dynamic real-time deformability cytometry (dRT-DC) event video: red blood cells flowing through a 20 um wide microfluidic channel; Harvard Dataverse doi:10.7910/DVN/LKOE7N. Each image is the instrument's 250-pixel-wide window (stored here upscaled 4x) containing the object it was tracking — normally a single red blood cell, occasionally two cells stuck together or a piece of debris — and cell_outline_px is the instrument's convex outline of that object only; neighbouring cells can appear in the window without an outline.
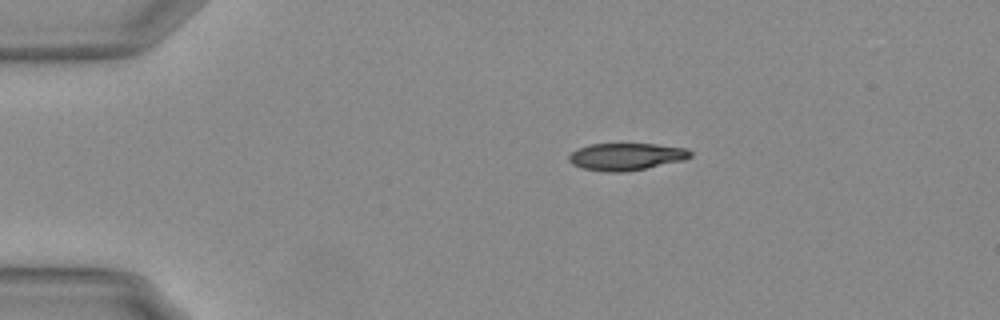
{"species": "Egyptian fruit bat (a non-hibernating species)", "species_latin": "Rousettus aegyptiacus", "temperature_condition": "warm", "stored_images_in_passage": 45, "camera_frame_rate_fps": 3000, "um_per_image_px": 0.085, "animal": {"sex": "female"}, "frame": {"image": 1, "passage_image": 1, "time_ms": 0.0, "image_size_px": [1000, 320], "cell_outline_px": [[692, 156], [684, 160], [624, 172], [608, 172], [580, 168], [572, 164], [568, 160], [568, 156], [576, 148], [588, 144], [656, 144], [688, 148], [692, 152]], "centroid_in_image_um": [53.2, 13.3], "position_along_channel_um": 31.8, "area_um2": 19.36}}
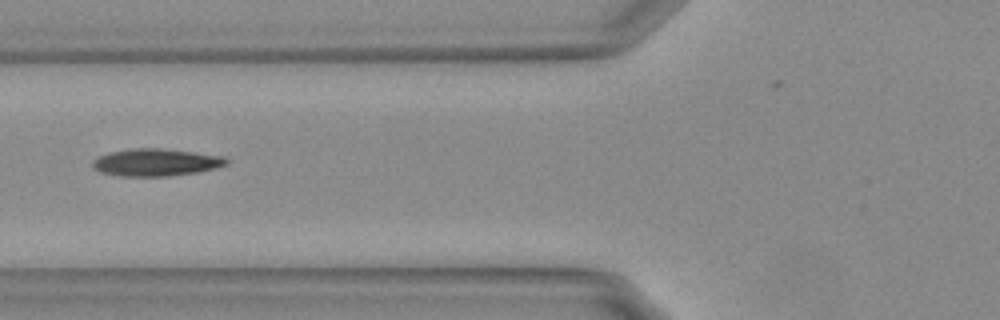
{"frame": {"image": 2, "passage_image": 12, "time_ms": 3.667, "image_size_px": [1000, 320], "cell_outline_px": [[228, 164], [216, 168], [196, 172], [168, 176], [120, 176], [100, 172], [92, 168], [92, 160], [108, 152], [132, 148], [160, 148], [196, 152], [224, 156], [228, 160]], "centroid_in_image_um": [13.24, 13.79], "position_along_channel_um": 112.6, "area_um2": 21.44}}
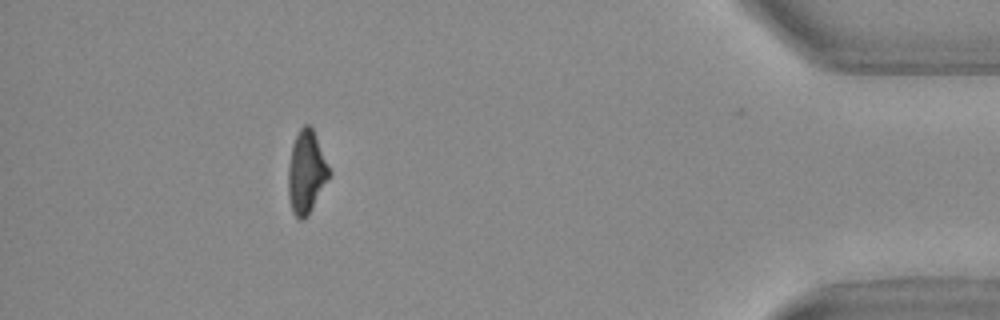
{"frame": {"image": 3, "passage_image": 40, "time_ms": 13.0, "image_size_px": [1000, 320], "cell_outline_px": [[332, 172], [312, 208], [300, 220], [292, 212], [288, 196], [288, 168], [292, 144], [300, 128], [304, 124], [308, 124], [312, 128]], "centroid_in_image_um": [26.03, 14.6], "position_along_channel_um": 409.2, "area_um2": 19.48}, "authors_computed_cell_mechanics": {"area_um2": 20.4612, "velocity_mm_per_s": 3.7403, "shape_relaxation_time_tau1_ms": null, "shape_relaxation_time_tau2_ms": 4.1857, "deformation_change_tau1": null, "deformation_change_tau2": 0.11}}